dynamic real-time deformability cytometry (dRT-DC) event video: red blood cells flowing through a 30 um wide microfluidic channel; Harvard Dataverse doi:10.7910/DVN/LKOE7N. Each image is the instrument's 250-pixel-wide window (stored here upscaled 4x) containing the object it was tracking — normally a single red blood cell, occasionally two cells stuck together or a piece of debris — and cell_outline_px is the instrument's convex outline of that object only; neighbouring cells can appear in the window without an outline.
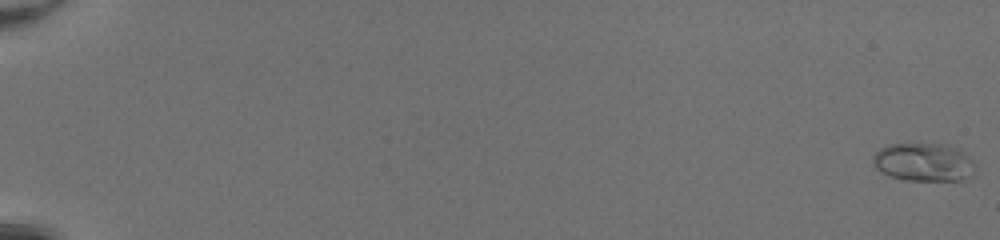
{"species": "common noctule bat (a hibernating species)", "species_latin": "Nyctalus noctula", "temperature_condition": "room temperature", "stored_images_in_passage": 52, "camera_frame_rate_fps": 3000, "um_per_image_px": 0.085, "animal": {"sex": "female", "body_mass_g": 20.0, "forearm_length_mm": 54.0}, "frame": {"image": 1, "passage_image": 1, "time_ms": 0.0, "image_size_px": [1000, 240], "cell_outline_px": [[976, 164], [972, 176], [960, 180], [904, 180], [888, 176], [876, 168], [872, 164], [872, 156], [880, 148], [888, 144], [940, 144], [960, 148]], "centroid_in_image_um": [78.5, 13.79], "position_along_channel_um": 6.5, "area_um2": 23.0}}
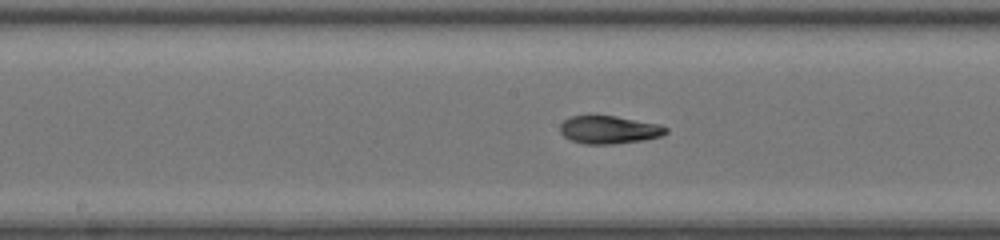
{"frame": {"image": 2, "passage_image": 30, "time_ms": 9.667, "image_size_px": [1000, 240], "cell_outline_px": [[668, 132], [660, 136], [644, 140], [612, 144], [584, 144], [572, 140], [564, 136], [560, 132], [560, 124], [564, 120], [572, 116], [616, 116], [660, 124], [668, 128]], "centroid_in_image_um": [51.79, 11.03], "position_along_channel_um": 196.4, "area_um2": 17.17}}
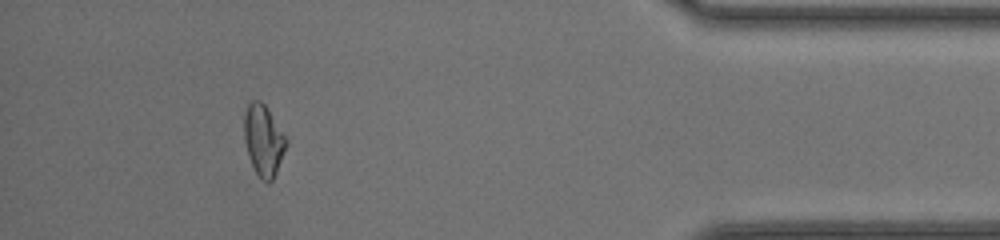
{"frame": {"image": 3, "passage_image": 48, "time_ms": 15.667, "image_size_px": [1000, 240], "cell_outline_px": [[288, 144], [276, 172], [272, 180], [260, 180], [248, 156], [244, 140], [244, 112], [248, 104], [252, 100], [260, 100], [264, 104], [288, 140]], "centroid_in_image_um": [22.39, 11.91], "position_along_channel_um": 412.8, "area_um2": 17.28}, "authors_computed_cell_mechanics": {"area_um2": 17.5423, "velocity_mm_per_s": 4.3018, "shape_relaxation_time_tau1_ms": 4.3291, "shape_relaxation_time_tau2_ms": 1.8483, "deformation_change_tau1": 0.1769, "deformation_change_tau2": 0.0588}}